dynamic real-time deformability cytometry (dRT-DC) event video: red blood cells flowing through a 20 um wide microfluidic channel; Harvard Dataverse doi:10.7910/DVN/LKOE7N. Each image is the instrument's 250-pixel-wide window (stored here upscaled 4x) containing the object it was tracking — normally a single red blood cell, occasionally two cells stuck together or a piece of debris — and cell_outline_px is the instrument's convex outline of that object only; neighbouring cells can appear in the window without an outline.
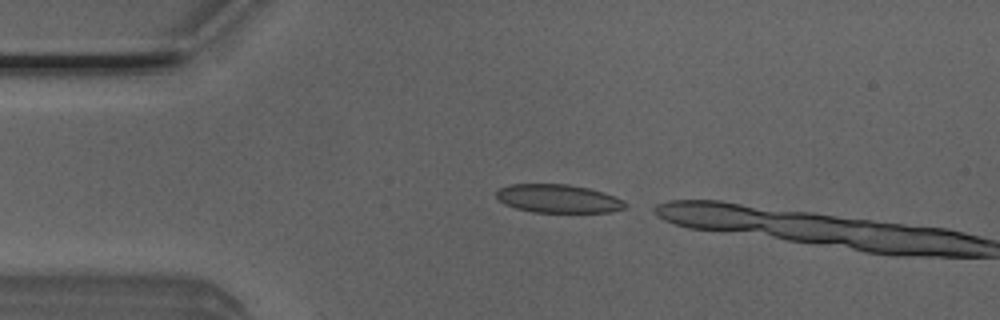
{"species": "Egyptian fruit bat (a non-hibernating species)", "species_latin": "Rousettus aegyptiacus", "temperature_condition": "room temperature", "stored_images_in_passage": 2, "camera_frame_rate_fps": 3000, "um_per_image_px": 0.085, "animal": {"sex": "male"}, "frame": {"image": 1, "passage_image": 1, "time_ms": 0.0, "image_size_px": [1000, 320], "cell_outline_px": [[628, 204], [624, 208], [612, 212], [532, 212], [516, 208], [504, 204], [496, 196], [496, 192], [500, 188], [508, 184], [568, 184], [588, 188], [624, 200]], "centroid_in_image_um": [47.43, 16.88], "position_along_channel_um": 37.6, "area_um2": 21.21}}